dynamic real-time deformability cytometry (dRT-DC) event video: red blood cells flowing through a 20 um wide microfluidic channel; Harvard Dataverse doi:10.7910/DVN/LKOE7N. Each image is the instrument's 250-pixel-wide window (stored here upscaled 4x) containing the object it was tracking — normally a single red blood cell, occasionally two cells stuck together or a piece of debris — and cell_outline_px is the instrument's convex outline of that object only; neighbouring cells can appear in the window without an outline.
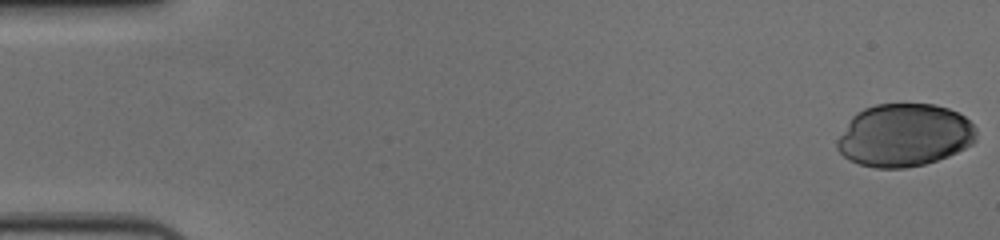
{"species": "human", "species_latin": "Homo sapiens", "temperature_condition": "cold", "stored_images_in_passage": 57, "camera_frame_rate_fps": 3000, "um_per_image_px": 0.085, "donor": {"sex": "female"}, "frame": {"image": 1, "passage_image": 1, "time_ms": 0.0, "image_size_px": [1000, 240], "cell_outline_px": [[976, 140], [972, 144], [948, 156], [924, 164], [904, 168], [876, 168], [860, 164], [848, 160], [836, 148], [836, 140], [852, 116], [856, 112], [864, 108], [876, 104], [936, 104], [948, 108], [964, 116], [976, 128]], "centroid_in_image_um": [76.85, 11.49], "position_along_channel_um": 8.2, "area_um2": 50.98}}
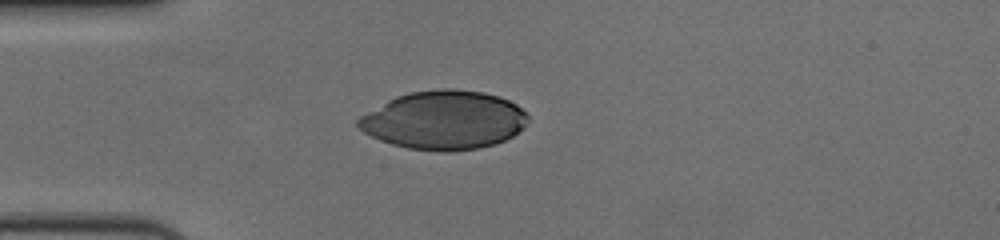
{"frame": {"image": 2, "passage_image": 16, "time_ms": 5.0, "image_size_px": [1000, 240], "cell_outline_px": [[528, 120], [524, 128], [512, 136], [496, 144], [480, 148], [452, 152], [440, 152], [408, 148], [392, 144], [380, 140], [364, 132], [356, 124], [356, 120], [360, 116], [388, 100], [396, 96], [408, 92], [440, 88], [452, 88], [484, 92], [500, 96], [516, 104], [528, 116]], "centroid_in_image_um": [37.75, 10.21], "position_along_channel_um": 47.3, "area_um2": 58.32}}